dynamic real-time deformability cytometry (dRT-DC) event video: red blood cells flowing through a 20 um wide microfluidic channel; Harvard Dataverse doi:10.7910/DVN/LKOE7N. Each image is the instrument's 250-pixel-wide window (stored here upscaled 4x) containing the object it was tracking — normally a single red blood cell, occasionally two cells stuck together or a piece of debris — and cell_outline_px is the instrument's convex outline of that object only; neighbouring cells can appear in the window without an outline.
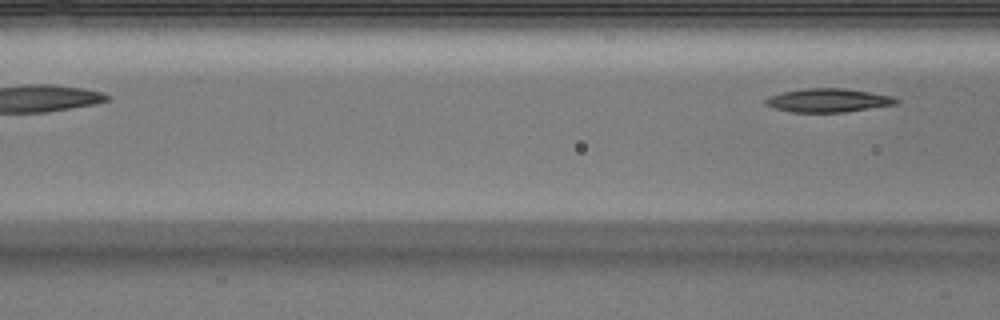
{"species": "Egyptian fruit bat (a non-hibernating species)", "species_latin": "Rousettus aegyptiacus", "temperature_condition": "warm", "stored_images_in_passage": 8, "segment_of_instrument_passage": [2, 2], "camera_frame_rate_fps": 3000, "um_per_image_px": 0.085, "animal": {"sex": "male"}, "frame": {"image": 1, "passage_image": 8, "time_ms": 2.333, "image_size_px": [1000, 320], "cell_outline_px": [[900, 100], [896, 104], [848, 112], [792, 112], [776, 108], [764, 104], [764, 100], [768, 96], [784, 92], [804, 88], [844, 88], [892, 96]], "centroid_in_image_um": [70.39, 8.53], "position_along_channel_um": 96.2, "area_um2": 17.92}}